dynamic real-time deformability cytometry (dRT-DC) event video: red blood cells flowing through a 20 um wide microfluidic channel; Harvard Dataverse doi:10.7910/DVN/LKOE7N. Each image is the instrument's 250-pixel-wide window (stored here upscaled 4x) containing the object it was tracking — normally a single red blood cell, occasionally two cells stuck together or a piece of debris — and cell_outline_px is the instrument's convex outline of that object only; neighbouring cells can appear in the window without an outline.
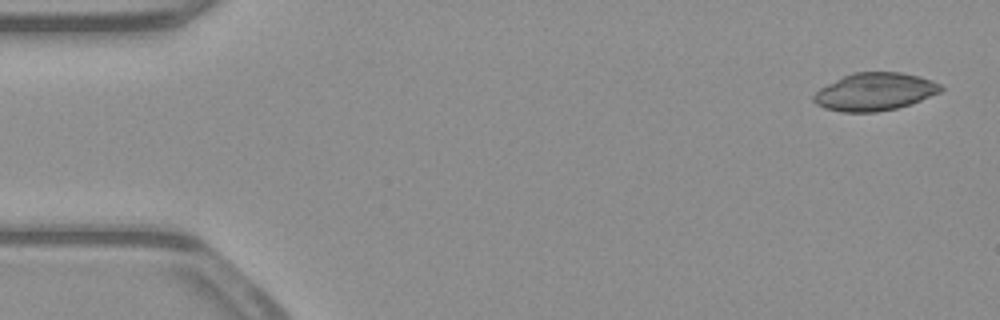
{"species": "common noctule bat (a hibernating species)", "species_latin": "Nyctalus noctula", "temperature_condition": "warm", "stored_images_in_passage": 52, "camera_frame_rate_fps": 3000, "um_per_image_px": 0.085, "animal": {"sex": "male", "body_mass_g": 23.1, "forearm_length_mm": 52.7}, "frame": {"image": 1, "passage_image": 2, "time_ms": 0.333, "image_size_px": [1000, 320], "cell_outline_px": [[944, 88], [940, 92], [912, 104], [896, 108], [876, 112], [844, 112], [824, 108], [816, 104], [812, 100], [812, 96], [820, 88], [852, 72], [900, 72], [920, 76], [932, 80], [940, 84]], "centroid_in_image_um": [74.36, 7.8], "position_along_channel_um": 10.6, "area_um2": 27.98}}